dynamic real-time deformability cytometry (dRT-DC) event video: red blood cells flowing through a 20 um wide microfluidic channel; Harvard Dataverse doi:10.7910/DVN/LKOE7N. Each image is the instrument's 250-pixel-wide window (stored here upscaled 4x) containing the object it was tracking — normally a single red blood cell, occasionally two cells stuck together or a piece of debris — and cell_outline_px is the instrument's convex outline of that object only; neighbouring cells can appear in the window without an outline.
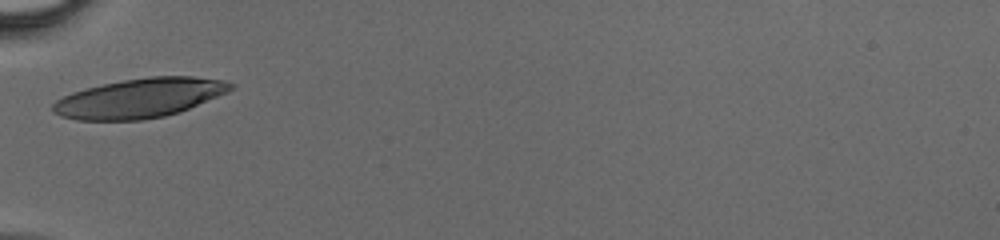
{"species": "human", "species_latin": "Homo sapiens", "temperature_condition": "cold", "stored_images_in_passage": 24, "camera_frame_rate_fps": 3000, "um_per_image_px": 0.085, "donor": {"sex": "male"}, "frame": {"image": 1, "passage_image": 1, "time_ms": 0.0, "image_size_px": [1000, 240], "cell_outline_px": [[236, 84], [228, 92], [180, 112], [164, 116], [140, 120], [76, 120], [60, 116], [52, 112], [52, 104], [56, 100], [72, 92], [84, 88], [124, 80], [148, 76], [192, 76], [224, 80]], "centroid_in_image_um": [11.87, 8.33], "position_along_channel_um": 73.1, "area_um2": 40.86}}
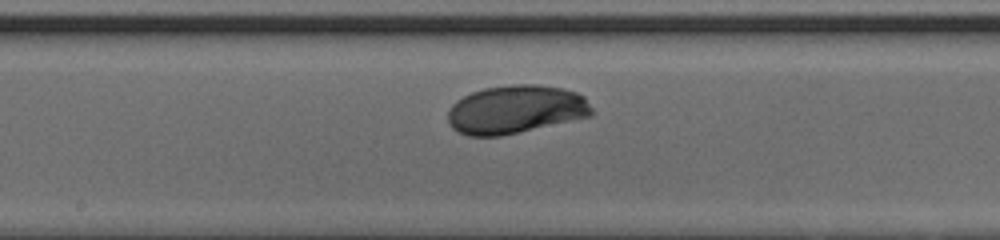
{"frame": {"image": 2, "passage_image": 10, "time_ms": 3.0, "image_size_px": [1000, 240], "cell_outline_px": [[592, 116], [500, 136], [468, 136], [452, 128], [448, 124], [448, 112], [452, 104], [456, 100], [472, 92], [484, 88], [508, 84], [536, 84], [564, 88], [576, 92], [584, 96], [592, 108]], "centroid_in_image_um": [43.83, 9.29], "position_along_channel_um": 204.4, "area_um2": 40.69}}
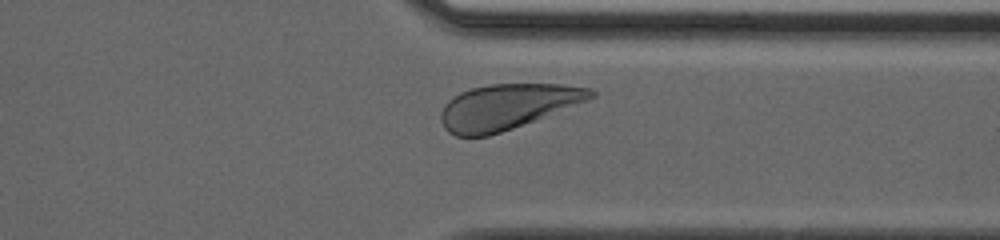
{"frame": {"image": 3, "passage_image": 21, "time_ms": 6.667, "image_size_px": [1000, 240], "cell_outline_px": [[596, 96], [588, 100], [512, 128], [488, 136], [456, 136], [448, 132], [444, 128], [440, 120], [440, 112], [444, 104], [448, 100], [460, 92], [472, 88], [492, 84], [560, 84], [592, 88], [596, 92]], "centroid_in_image_um": [43.09, 9.06], "position_along_channel_um": 368.3, "area_um2": 39.3}}